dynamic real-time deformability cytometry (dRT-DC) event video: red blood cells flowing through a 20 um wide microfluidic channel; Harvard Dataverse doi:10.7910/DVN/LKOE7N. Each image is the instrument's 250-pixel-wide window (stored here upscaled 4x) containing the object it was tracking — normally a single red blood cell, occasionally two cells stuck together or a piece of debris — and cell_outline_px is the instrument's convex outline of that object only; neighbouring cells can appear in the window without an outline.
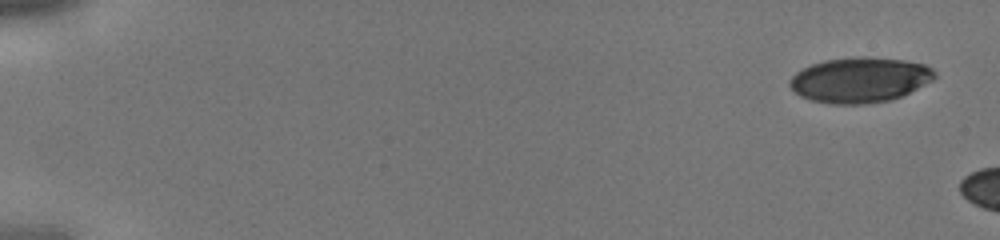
{"species": "human", "species_latin": "Homo sapiens", "temperature_condition": "cold", "stored_images_in_passage": 4, "camera_frame_rate_fps": 3000, "um_per_image_px": 0.085, "donor": {"sex": "male"}, "frame": {"image": 1, "passage_image": 1, "time_ms": 0.0, "image_size_px": [1000, 240], "cell_outline_px": [[936, 76], [932, 80], [892, 100], [868, 104], [832, 104], [812, 100], [800, 96], [788, 84], [788, 80], [796, 72], [812, 64], [824, 60], [856, 56], [868, 56], [904, 60], [924, 64], [932, 68], [936, 72]], "centroid_in_image_um": [73.07, 6.78], "position_along_channel_um": 11.9, "area_um2": 38.26}}